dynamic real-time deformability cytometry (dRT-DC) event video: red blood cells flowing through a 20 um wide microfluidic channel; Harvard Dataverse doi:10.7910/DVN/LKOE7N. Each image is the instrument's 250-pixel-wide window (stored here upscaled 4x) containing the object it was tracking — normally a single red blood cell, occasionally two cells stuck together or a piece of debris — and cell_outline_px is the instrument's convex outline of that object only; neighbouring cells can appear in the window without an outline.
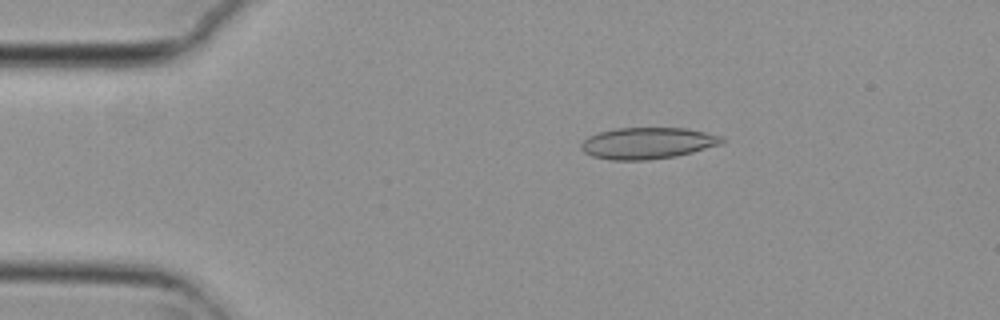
{"species": "common noctule bat (a hibernating species)", "species_latin": "Nyctalus noctula", "temperature_condition": "cold", "stored_images_in_passage": 55, "camera_frame_rate_fps": 3000, "um_per_image_px": 0.085, "animal": {"sex": "female", "body_mass_g": 29.2, "forearm_length_mm": 56.3}, "frame": {"image": 1, "passage_image": 10, "time_ms": 3.0, "image_size_px": [1000, 320], "cell_outline_px": [[724, 140], [720, 144], [692, 152], [676, 156], [648, 160], [612, 160], [592, 156], [584, 152], [580, 148], [580, 144], [588, 136], [600, 132], [616, 128], [684, 128], [724, 136]], "centroid_in_image_um": [55.02, 12.17], "position_along_channel_um": 30.0, "area_um2": 25.72}}
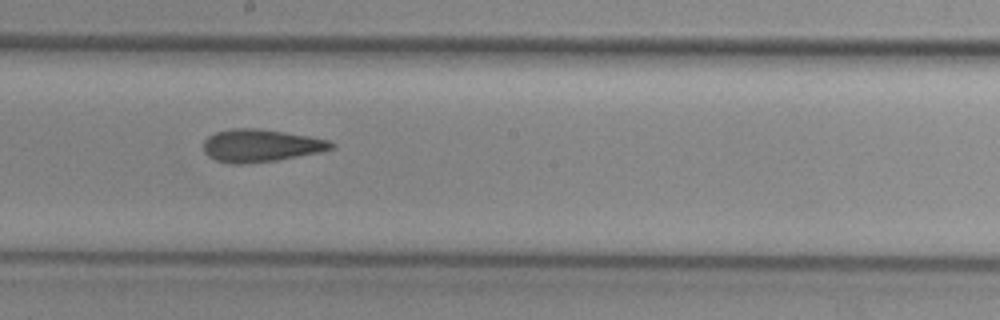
{"frame": {"image": 2, "passage_image": 30, "time_ms": 9.667, "image_size_px": [1000, 320], "cell_outline_px": [[336, 148], [324, 152], [276, 160], [244, 164], [232, 164], [216, 160], [208, 156], [204, 152], [204, 140], [208, 136], [216, 132], [232, 128], [256, 128], [284, 132], [308, 136], [328, 140], [336, 144]], "centroid_in_image_um": [22.2, 12.38], "position_along_channel_um": 226.0, "area_um2": 24.45}}
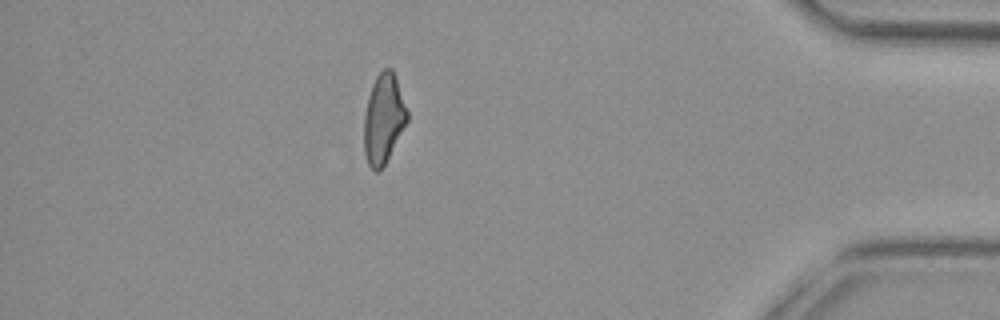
{"frame": {"image": 3, "passage_image": 48, "time_ms": 15.667, "image_size_px": [1000, 320], "cell_outline_px": [[408, 120], [384, 164], [376, 172], [368, 164], [364, 152], [364, 116], [368, 96], [372, 84], [376, 76], [384, 68], [392, 68], [396, 76], [408, 112]], "centroid_in_image_um": [32.6, 10.04], "position_along_channel_um": 402.6, "area_um2": 22.31}, "authors_computed_cell_mechanics": {"area_um2": 24.1026, "velocity_mm_per_s": 3.7265, "shape_relaxation_time_tau1_ms": null, "shape_relaxation_time_tau2_ms": 3.0831, "deformation_change_tau1": null, "deformation_change_tau2": 0.1209}}